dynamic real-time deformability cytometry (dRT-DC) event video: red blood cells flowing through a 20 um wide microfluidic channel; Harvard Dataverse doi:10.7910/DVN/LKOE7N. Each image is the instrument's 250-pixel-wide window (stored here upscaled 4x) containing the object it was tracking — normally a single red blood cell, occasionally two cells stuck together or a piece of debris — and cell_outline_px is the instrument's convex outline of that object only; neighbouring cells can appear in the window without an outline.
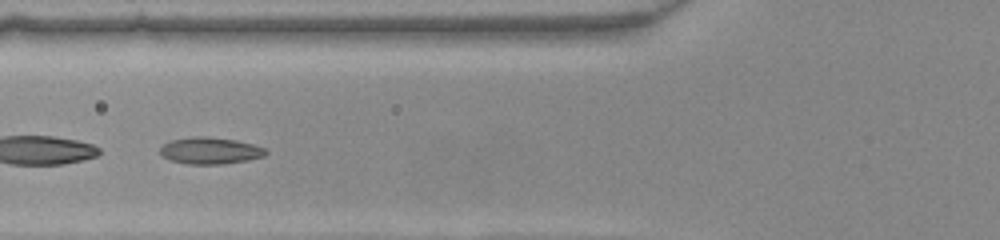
{"species": "common noctule bat (a hibernating species)", "species_latin": "Nyctalus noctula", "temperature_condition": "warm", "stored_images_in_passage": 46, "segment_of_instrument_passage": [2, 2], "camera_frame_rate_fps": 3000, "um_per_image_px": 0.085, "animal": {"sex": "female", "body_mass_g": 22.0, "forearm_length_mm": 56.7}, "frame": {"image": 1, "passage_image": 17, "time_ms": 5.333, "image_size_px": [1000, 240], "cell_outline_px": [[268, 152], [264, 156], [248, 160], [224, 164], [188, 164], [172, 160], [160, 156], [160, 148], [164, 144], [172, 140], [196, 136], [204, 136], [236, 140], [252, 144], [264, 148]], "centroid_in_image_um": [17.86, 12.81], "position_along_channel_um": 107.9, "area_um2": 16.36}}
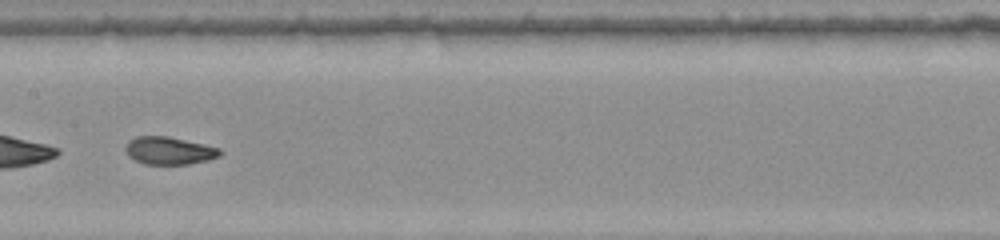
{"frame": {"image": 2, "passage_image": 23, "time_ms": 7.333, "image_size_px": [1000, 240], "cell_outline_px": [[224, 152], [220, 156], [208, 160], [188, 164], [144, 164], [128, 156], [124, 148], [128, 140], [136, 136], [168, 136], [204, 144], [220, 148]], "centroid_in_image_um": [14.38, 12.8], "position_along_channel_um": 193.0, "area_um2": 15.37}}
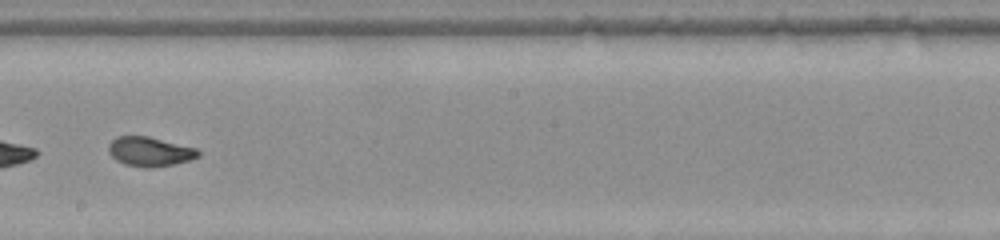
{"frame": {"image": 3, "passage_image": 26, "time_ms": 8.333, "image_size_px": [1000, 240], "cell_outline_px": [[200, 156], [192, 160], [172, 164], [148, 168], [144, 168], [124, 164], [116, 160], [108, 152], [108, 144], [116, 136], [148, 136], [196, 148], [200, 152]], "centroid_in_image_um": [12.72, 12.88], "position_along_channel_um": 235.5, "area_um2": 15.43}}